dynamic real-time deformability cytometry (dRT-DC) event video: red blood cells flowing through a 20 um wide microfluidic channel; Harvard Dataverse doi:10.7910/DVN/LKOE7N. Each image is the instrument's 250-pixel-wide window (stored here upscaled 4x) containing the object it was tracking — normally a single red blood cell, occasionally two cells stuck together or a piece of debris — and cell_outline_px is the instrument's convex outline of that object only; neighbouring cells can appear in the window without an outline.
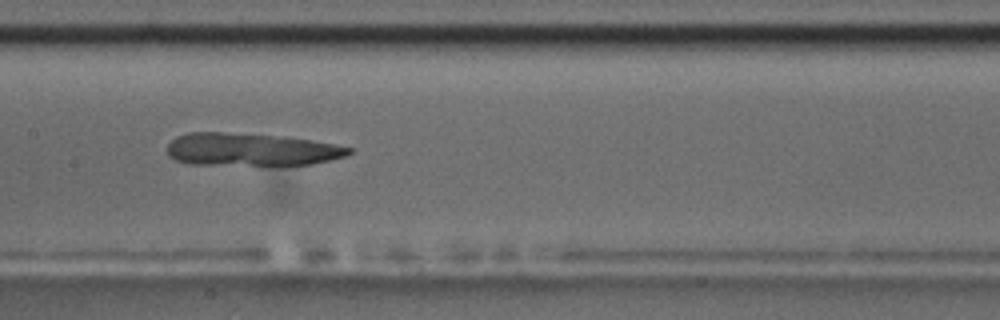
{"species": "common noctule bat (a hibernating species)", "species_latin": "Nyctalus noctula", "temperature_condition": "room temperature", "stored_images_in_passage": 37, "camera_frame_rate_fps": 3000, "um_per_image_px": 0.085, "animal": {"sex": "male", "body_mass_g": 17.5, "forearm_length_mm": 52.3}, "frame": {"image": 1, "passage_image": 11, "time_ms": 3.333, "image_size_px": [1000, 320], "cell_outline_px": [[352, 152], [344, 156], [312, 164], [188, 164], [176, 160], [168, 156], [168, 144], [176, 136], [188, 132], [224, 132], [284, 136], [332, 144], [352, 148]], "centroid_in_image_um": [21.27, 12.69], "position_along_channel_um": 186.1, "area_um2": 34.22}}